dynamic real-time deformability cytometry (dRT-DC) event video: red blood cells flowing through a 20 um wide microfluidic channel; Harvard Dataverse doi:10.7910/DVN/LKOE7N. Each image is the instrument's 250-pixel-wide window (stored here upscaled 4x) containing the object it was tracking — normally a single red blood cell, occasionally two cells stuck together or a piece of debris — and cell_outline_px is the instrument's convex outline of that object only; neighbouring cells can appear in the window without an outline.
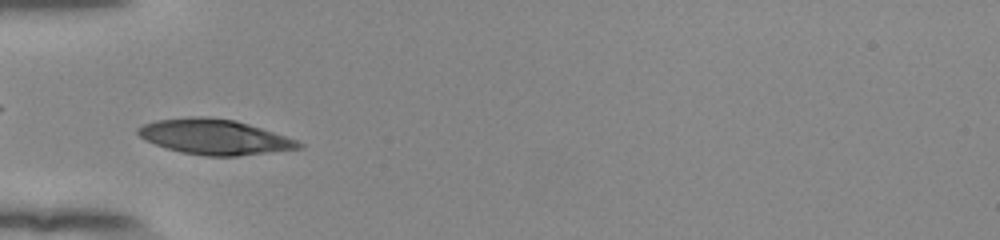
{"species": "human", "species_latin": "Homo sapiens", "temperature_condition": "room temperature", "stored_images_in_passage": 43, "camera_frame_rate_fps": 3000, "um_per_image_px": 0.085, "donor": {"sex": "female"}, "frame": {"image": 1, "passage_image": 8, "time_ms": 2.333, "image_size_px": [1000, 240], "cell_outline_px": [[304, 148], [236, 156], [204, 156], [180, 152], [144, 140], [136, 132], [136, 128], [144, 124], [156, 120], [192, 116], [208, 116], [236, 120], [296, 140], [304, 144]], "centroid_in_image_um": [18.2, 11.63], "position_along_channel_um": 66.8, "area_um2": 32.89}}
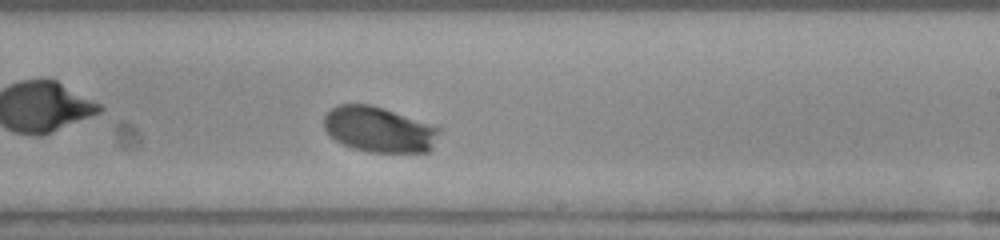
{"frame": {"image": 2, "passage_image": 23, "time_ms": 7.333, "image_size_px": [1000, 240], "cell_outline_px": [[440, 132], [432, 148], [428, 152], [368, 152], [352, 148], [336, 140], [324, 128], [324, 116], [336, 104], [372, 104], [384, 108], [440, 128]], "centroid_in_image_um": [32.2, 11.0], "position_along_channel_um": 256.8, "area_um2": 30.4}}
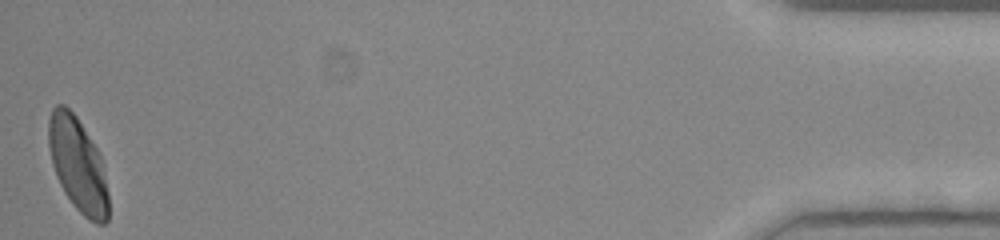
{"frame": {"image": 3, "passage_image": 43, "time_ms": 14.0, "image_size_px": [1000, 240], "cell_outline_px": [[108, 220], [104, 224], [96, 224], [88, 220], [72, 204], [64, 192], [56, 176], [52, 164], [48, 144], [48, 120], [52, 108], [56, 104], [64, 104], [76, 116], [96, 148], [100, 156], [108, 192]], "centroid_in_image_um": [6.6, 14.01], "position_along_channel_um": 428.6, "area_um2": 32.71}, "authors_computed_cell_mechanics": {"area_um2": 31.6166, "velocity_mm_per_s": 3.8528, "shape_relaxation_time_tau1_ms": 2.4271, "shape_relaxation_time_tau2_ms": null, "deformation_change_tau1": 0.1773, "deformation_change_tau2": null}}